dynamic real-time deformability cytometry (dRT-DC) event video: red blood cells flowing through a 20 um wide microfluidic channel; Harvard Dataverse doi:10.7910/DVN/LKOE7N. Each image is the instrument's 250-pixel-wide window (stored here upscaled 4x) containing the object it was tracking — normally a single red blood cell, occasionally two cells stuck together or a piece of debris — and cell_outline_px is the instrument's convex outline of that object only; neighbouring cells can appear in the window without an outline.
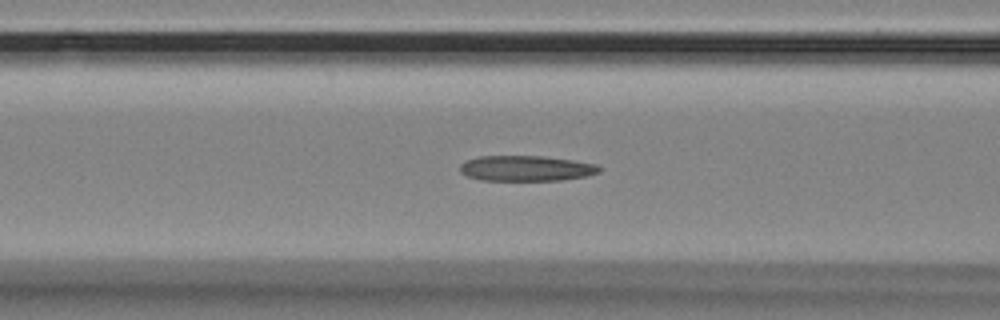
{"species": "Egyptian fruit bat (a non-hibernating species)", "species_latin": "Rousettus aegyptiacus", "temperature_condition": "room temperature", "stored_images_in_passage": 40, "camera_frame_rate_fps": 3000, "um_per_image_px": 0.085, "animal": {"sex": "female"}, "frame": {"image": 1, "passage_image": 6, "time_ms": 1.667, "image_size_px": [1000, 320], "cell_outline_px": [[600, 172], [584, 176], [560, 180], [480, 180], [468, 176], [460, 172], [460, 164], [468, 160], [480, 156], [544, 156], [572, 160], [596, 164], [600, 168]], "centroid_in_image_um": [44.7, 14.3], "position_along_channel_um": 121.9, "area_um2": 20.46}}
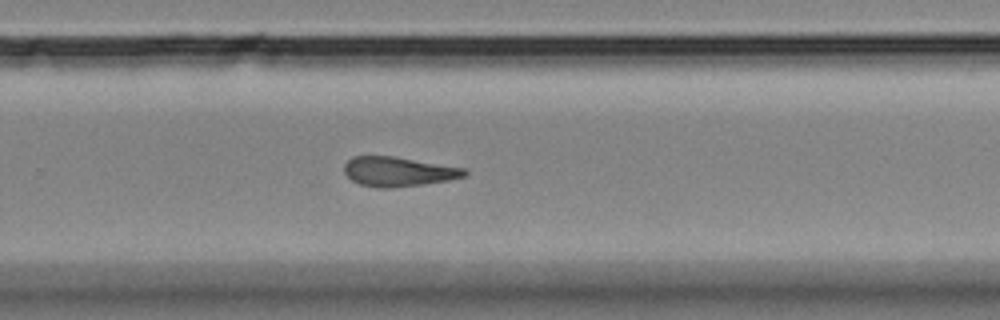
{"frame": {"image": 2, "passage_image": 21, "time_ms": 6.667, "image_size_px": [1000, 320], "cell_outline_px": [[468, 172], [464, 176], [448, 180], [424, 184], [392, 188], [376, 188], [360, 184], [352, 180], [344, 172], [344, 164], [352, 156], [392, 156], [464, 168]], "centroid_in_image_um": [33.82, 14.59], "position_along_channel_um": 296.0, "area_um2": 20.58}}
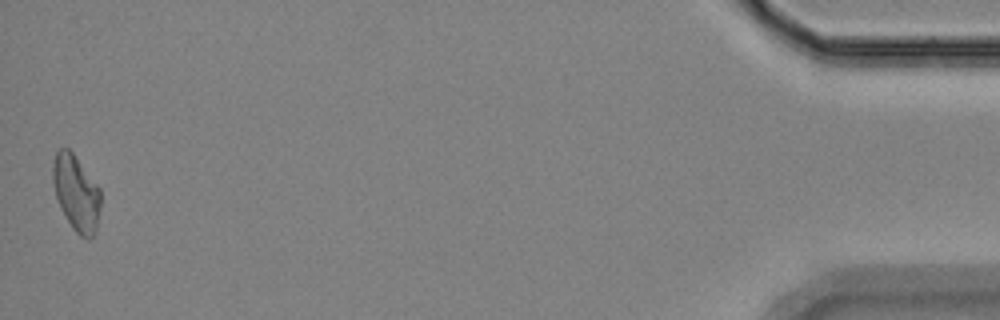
{"frame": {"image": 3, "passage_image": 40, "time_ms": 13.0, "image_size_px": [1000, 320], "cell_outline_px": [[100, 204], [96, 228], [92, 236], [88, 240], [80, 236], [72, 228], [60, 208], [56, 196], [52, 180], [52, 168], [56, 152], [60, 148], [68, 148], [72, 152], [100, 188]], "centroid_in_image_um": [6.46, 16.41], "position_along_channel_um": 428.7, "area_um2": 20.92}}